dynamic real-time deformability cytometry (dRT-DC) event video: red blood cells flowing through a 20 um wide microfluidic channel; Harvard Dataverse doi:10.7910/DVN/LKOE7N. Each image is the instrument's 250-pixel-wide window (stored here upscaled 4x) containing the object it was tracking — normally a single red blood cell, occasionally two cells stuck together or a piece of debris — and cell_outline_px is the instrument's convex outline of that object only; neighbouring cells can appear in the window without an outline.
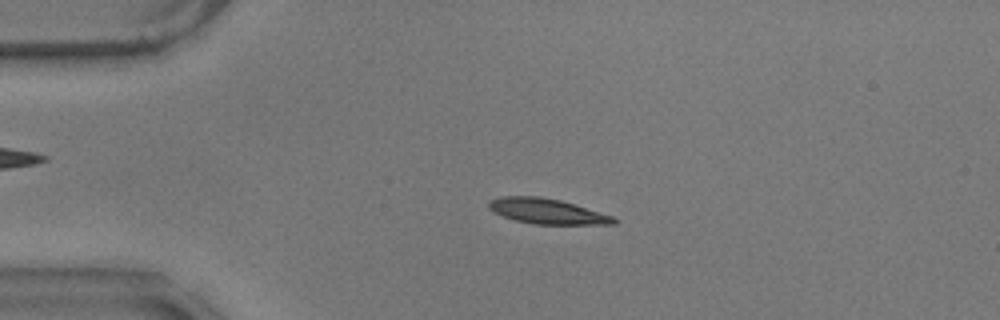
{"species": "common noctule bat (a hibernating species)", "species_latin": "Nyctalus noctula", "temperature_condition": "warm", "stored_images_in_passage": 51, "camera_frame_rate_fps": 3000, "um_per_image_px": 0.085, "animal": {"sex": "male", "body_mass_g": 17.9}, "frame": {"image": 1, "passage_image": 7, "time_ms": 2.0, "image_size_px": [1000, 320], "cell_outline_px": [[616, 224], [532, 224], [516, 220], [504, 216], [488, 208], [488, 200], [504, 196], [540, 196], [560, 200], [600, 212], [612, 216], [616, 220]], "centroid_in_image_um": [46.47, 17.95], "position_along_channel_um": 38.5, "area_um2": 18.15}}
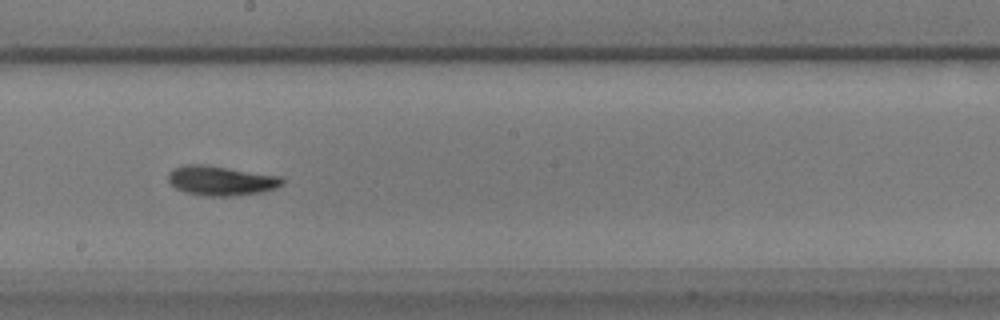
{"frame": {"image": 2, "passage_image": 26, "time_ms": 8.333, "image_size_px": [1000, 320], "cell_outline_px": [[284, 184], [276, 188], [260, 192], [232, 196], [204, 196], [184, 192], [176, 188], [168, 180], [168, 172], [172, 168], [184, 164], [208, 164], [280, 176], [284, 180]], "centroid_in_image_um": [18.76, 15.34], "position_along_channel_um": 229.4, "area_um2": 19.94}}
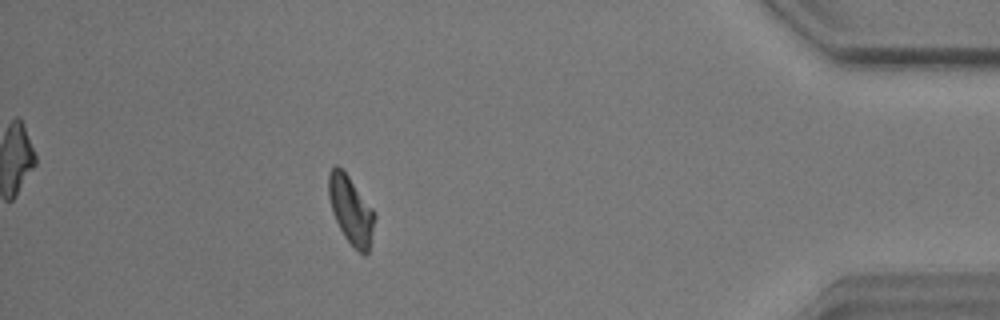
{"frame": {"image": 3, "passage_image": 45, "time_ms": 14.667, "image_size_px": [1000, 320], "cell_outline_px": [[376, 216], [368, 252], [364, 256], [344, 236], [332, 212], [328, 196], [328, 172], [336, 164], [348, 176], [372, 208]], "centroid_in_image_um": [29.81, 17.84], "position_along_channel_um": 405.4, "area_um2": 17.86}, "authors_computed_cell_mechanics": {"area_um2": 18.3804, "velocity_mm_per_s": 3.5117, "shape_relaxation_time_tau1_ms": 3.0072, "shape_relaxation_time_tau2_ms": 10.1265, "deformation_change_tau1": 0.1667, "deformation_change_tau2": 0.1751}}